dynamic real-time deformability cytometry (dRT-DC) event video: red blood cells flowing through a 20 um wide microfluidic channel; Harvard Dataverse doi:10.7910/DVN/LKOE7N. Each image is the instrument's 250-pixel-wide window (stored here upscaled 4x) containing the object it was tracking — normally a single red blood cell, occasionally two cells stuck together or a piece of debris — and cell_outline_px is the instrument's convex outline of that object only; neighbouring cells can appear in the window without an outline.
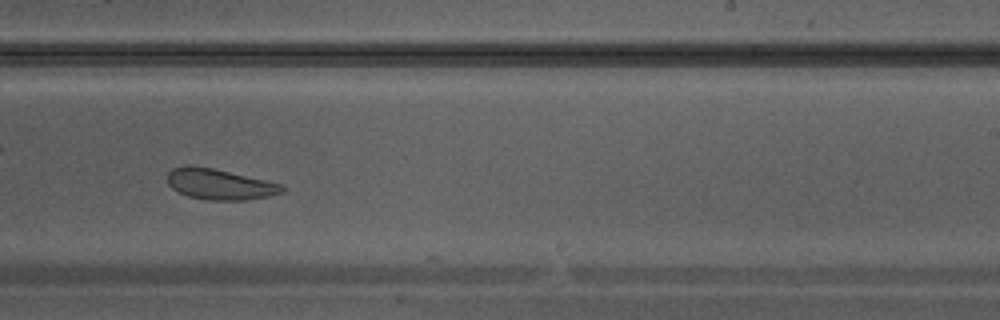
{"species": "Egyptian fruit bat (a non-hibernating species)", "species_latin": "Rousettus aegyptiacus", "temperature_condition": "warm", "stored_images_in_passage": 32, "camera_frame_rate_fps": 3000, "um_per_image_px": 0.085, "animal": {"sex": "male"}, "frame": {"image": 1, "passage_image": 19, "time_ms": 6.0, "image_size_px": [1000, 320], "cell_outline_px": [[284, 192], [268, 196], [244, 200], [208, 200], [188, 196], [172, 188], [168, 184], [168, 172], [172, 168], [212, 168], [268, 180], [284, 184]], "centroid_in_image_um": [18.76, 15.69], "position_along_channel_um": 270.2, "area_um2": 20.06}}